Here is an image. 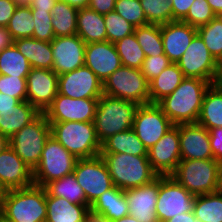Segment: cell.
Here are the masks:
<instances>
[{"label": "cell", "mask_w": 222, "mask_h": 222, "mask_svg": "<svg viewBox=\"0 0 222 222\" xmlns=\"http://www.w3.org/2000/svg\"><path fill=\"white\" fill-rule=\"evenodd\" d=\"M51 14L55 37L72 36L77 33V8L65 1L57 0Z\"/></svg>", "instance_id": "obj_32"}, {"label": "cell", "mask_w": 222, "mask_h": 222, "mask_svg": "<svg viewBox=\"0 0 222 222\" xmlns=\"http://www.w3.org/2000/svg\"><path fill=\"white\" fill-rule=\"evenodd\" d=\"M57 0H34L29 6L31 10H43L51 12Z\"/></svg>", "instance_id": "obj_52"}, {"label": "cell", "mask_w": 222, "mask_h": 222, "mask_svg": "<svg viewBox=\"0 0 222 222\" xmlns=\"http://www.w3.org/2000/svg\"><path fill=\"white\" fill-rule=\"evenodd\" d=\"M148 160L159 176H170L181 161L179 128L174 125L148 149Z\"/></svg>", "instance_id": "obj_16"}, {"label": "cell", "mask_w": 222, "mask_h": 222, "mask_svg": "<svg viewBox=\"0 0 222 222\" xmlns=\"http://www.w3.org/2000/svg\"><path fill=\"white\" fill-rule=\"evenodd\" d=\"M192 211L201 222H222V196L218 192L195 196Z\"/></svg>", "instance_id": "obj_34"}, {"label": "cell", "mask_w": 222, "mask_h": 222, "mask_svg": "<svg viewBox=\"0 0 222 222\" xmlns=\"http://www.w3.org/2000/svg\"><path fill=\"white\" fill-rule=\"evenodd\" d=\"M159 191V176L148 184L124 190L129 215L139 222H159L156 203Z\"/></svg>", "instance_id": "obj_19"}, {"label": "cell", "mask_w": 222, "mask_h": 222, "mask_svg": "<svg viewBox=\"0 0 222 222\" xmlns=\"http://www.w3.org/2000/svg\"><path fill=\"white\" fill-rule=\"evenodd\" d=\"M9 145V138L0 132V152L4 151Z\"/></svg>", "instance_id": "obj_59"}, {"label": "cell", "mask_w": 222, "mask_h": 222, "mask_svg": "<svg viewBox=\"0 0 222 222\" xmlns=\"http://www.w3.org/2000/svg\"><path fill=\"white\" fill-rule=\"evenodd\" d=\"M0 222H9L2 214H0Z\"/></svg>", "instance_id": "obj_64"}, {"label": "cell", "mask_w": 222, "mask_h": 222, "mask_svg": "<svg viewBox=\"0 0 222 222\" xmlns=\"http://www.w3.org/2000/svg\"><path fill=\"white\" fill-rule=\"evenodd\" d=\"M46 222H84L90 205L72 204L62 197L50 196L46 193Z\"/></svg>", "instance_id": "obj_25"}, {"label": "cell", "mask_w": 222, "mask_h": 222, "mask_svg": "<svg viewBox=\"0 0 222 222\" xmlns=\"http://www.w3.org/2000/svg\"><path fill=\"white\" fill-rule=\"evenodd\" d=\"M222 164L215 159L181 160L170 175L194 196L217 192Z\"/></svg>", "instance_id": "obj_6"}, {"label": "cell", "mask_w": 222, "mask_h": 222, "mask_svg": "<svg viewBox=\"0 0 222 222\" xmlns=\"http://www.w3.org/2000/svg\"><path fill=\"white\" fill-rule=\"evenodd\" d=\"M163 49L172 63H177L192 39L197 34V28L182 21H172L160 25Z\"/></svg>", "instance_id": "obj_23"}, {"label": "cell", "mask_w": 222, "mask_h": 222, "mask_svg": "<svg viewBox=\"0 0 222 222\" xmlns=\"http://www.w3.org/2000/svg\"><path fill=\"white\" fill-rule=\"evenodd\" d=\"M51 135L77 159L100 155L101 143L93 122H49Z\"/></svg>", "instance_id": "obj_5"}, {"label": "cell", "mask_w": 222, "mask_h": 222, "mask_svg": "<svg viewBox=\"0 0 222 222\" xmlns=\"http://www.w3.org/2000/svg\"><path fill=\"white\" fill-rule=\"evenodd\" d=\"M58 93L70 98H100L103 82L84 65L58 75Z\"/></svg>", "instance_id": "obj_15"}, {"label": "cell", "mask_w": 222, "mask_h": 222, "mask_svg": "<svg viewBox=\"0 0 222 222\" xmlns=\"http://www.w3.org/2000/svg\"><path fill=\"white\" fill-rule=\"evenodd\" d=\"M77 160L51 135L45 143L37 167L33 170L34 185L44 187L53 180L72 174Z\"/></svg>", "instance_id": "obj_8"}, {"label": "cell", "mask_w": 222, "mask_h": 222, "mask_svg": "<svg viewBox=\"0 0 222 222\" xmlns=\"http://www.w3.org/2000/svg\"><path fill=\"white\" fill-rule=\"evenodd\" d=\"M217 192L222 196V170H221L220 177H219Z\"/></svg>", "instance_id": "obj_63"}, {"label": "cell", "mask_w": 222, "mask_h": 222, "mask_svg": "<svg viewBox=\"0 0 222 222\" xmlns=\"http://www.w3.org/2000/svg\"><path fill=\"white\" fill-rule=\"evenodd\" d=\"M114 44L121 59L122 66L138 69L141 68L146 56L136 40L134 33L124 37Z\"/></svg>", "instance_id": "obj_38"}, {"label": "cell", "mask_w": 222, "mask_h": 222, "mask_svg": "<svg viewBox=\"0 0 222 222\" xmlns=\"http://www.w3.org/2000/svg\"><path fill=\"white\" fill-rule=\"evenodd\" d=\"M100 153H125L135 156H148V149L131 128L106 139L101 144Z\"/></svg>", "instance_id": "obj_31"}, {"label": "cell", "mask_w": 222, "mask_h": 222, "mask_svg": "<svg viewBox=\"0 0 222 222\" xmlns=\"http://www.w3.org/2000/svg\"><path fill=\"white\" fill-rule=\"evenodd\" d=\"M110 222H139V221H137V219L131 215H126L120 219H116Z\"/></svg>", "instance_id": "obj_60"}, {"label": "cell", "mask_w": 222, "mask_h": 222, "mask_svg": "<svg viewBox=\"0 0 222 222\" xmlns=\"http://www.w3.org/2000/svg\"><path fill=\"white\" fill-rule=\"evenodd\" d=\"M0 214L9 222H46L45 188L33 184L26 188L8 190Z\"/></svg>", "instance_id": "obj_2"}, {"label": "cell", "mask_w": 222, "mask_h": 222, "mask_svg": "<svg viewBox=\"0 0 222 222\" xmlns=\"http://www.w3.org/2000/svg\"><path fill=\"white\" fill-rule=\"evenodd\" d=\"M17 6L13 0H0V26L7 27Z\"/></svg>", "instance_id": "obj_49"}, {"label": "cell", "mask_w": 222, "mask_h": 222, "mask_svg": "<svg viewBox=\"0 0 222 222\" xmlns=\"http://www.w3.org/2000/svg\"><path fill=\"white\" fill-rule=\"evenodd\" d=\"M103 94L138 105L150 104L149 82L138 68L119 67L103 82Z\"/></svg>", "instance_id": "obj_9"}, {"label": "cell", "mask_w": 222, "mask_h": 222, "mask_svg": "<svg viewBox=\"0 0 222 222\" xmlns=\"http://www.w3.org/2000/svg\"><path fill=\"white\" fill-rule=\"evenodd\" d=\"M14 45L27 58L31 68L52 69L51 42L40 41L31 37L16 39Z\"/></svg>", "instance_id": "obj_27"}, {"label": "cell", "mask_w": 222, "mask_h": 222, "mask_svg": "<svg viewBox=\"0 0 222 222\" xmlns=\"http://www.w3.org/2000/svg\"><path fill=\"white\" fill-rule=\"evenodd\" d=\"M134 35L146 57L165 55L160 25L148 24L135 27Z\"/></svg>", "instance_id": "obj_36"}, {"label": "cell", "mask_w": 222, "mask_h": 222, "mask_svg": "<svg viewBox=\"0 0 222 222\" xmlns=\"http://www.w3.org/2000/svg\"><path fill=\"white\" fill-rule=\"evenodd\" d=\"M0 93L9 94L12 97L18 98L20 101H26V77L0 75Z\"/></svg>", "instance_id": "obj_45"}, {"label": "cell", "mask_w": 222, "mask_h": 222, "mask_svg": "<svg viewBox=\"0 0 222 222\" xmlns=\"http://www.w3.org/2000/svg\"><path fill=\"white\" fill-rule=\"evenodd\" d=\"M86 43L77 35L55 37L51 41L53 52L52 70L65 74L84 66Z\"/></svg>", "instance_id": "obj_18"}, {"label": "cell", "mask_w": 222, "mask_h": 222, "mask_svg": "<svg viewBox=\"0 0 222 222\" xmlns=\"http://www.w3.org/2000/svg\"><path fill=\"white\" fill-rule=\"evenodd\" d=\"M196 123L208 130L222 127V85L211 84L209 86Z\"/></svg>", "instance_id": "obj_29"}, {"label": "cell", "mask_w": 222, "mask_h": 222, "mask_svg": "<svg viewBox=\"0 0 222 222\" xmlns=\"http://www.w3.org/2000/svg\"><path fill=\"white\" fill-rule=\"evenodd\" d=\"M195 196L176 182L171 176H159V191L156 216L165 222L176 215L193 210Z\"/></svg>", "instance_id": "obj_11"}, {"label": "cell", "mask_w": 222, "mask_h": 222, "mask_svg": "<svg viewBox=\"0 0 222 222\" xmlns=\"http://www.w3.org/2000/svg\"><path fill=\"white\" fill-rule=\"evenodd\" d=\"M51 136V126L44 113L22 127L9 138L10 147L33 171L41 158L46 141Z\"/></svg>", "instance_id": "obj_7"}, {"label": "cell", "mask_w": 222, "mask_h": 222, "mask_svg": "<svg viewBox=\"0 0 222 222\" xmlns=\"http://www.w3.org/2000/svg\"><path fill=\"white\" fill-rule=\"evenodd\" d=\"M26 83V100L44 113L57 96L58 75L52 69L31 68Z\"/></svg>", "instance_id": "obj_17"}, {"label": "cell", "mask_w": 222, "mask_h": 222, "mask_svg": "<svg viewBox=\"0 0 222 222\" xmlns=\"http://www.w3.org/2000/svg\"><path fill=\"white\" fill-rule=\"evenodd\" d=\"M39 114L27 100L20 101L12 109L0 110V132L10 138Z\"/></svg>", "instance_id": "obj_24"}, {"label": "cell", "mask_w": 222, "mask_h": 222, "mask_svg": "<svg viewBox=\"0 0 222 222\" xmlns=\"http://www.w3.org/2000/svg\"><path fill=\"white\" fill-rule=\"evenodd\" d=\"M177 64L184 77L198 78L214 84L216 60L198 33Z\"/></svg>", "instance_id": "obj_13"}, {"label": "cell", "mask_w": 222, "mask_h": 222, "mask_svg": "<svg viewBox=\"0 0 222 222\" xmlns=\"http://www.w3.org/2000/svg\"><path fill=\"white\" fill-rule=\"evenodd\" d=\"M34 25L31 7L29 5H18L7 25V29L14 40L33 38Z\"/></svg>", "instance_id": "obj_37"}, {"label": "cell", "mask_w": 222, "mask_h": 222, "mask_svg": "<svg viewBox=\"0 0 222 222\" xmlns=\"http://www.w3.org/2000/svg\"><path fill=\"white\" fill-rule=\"evenodd\" d=\"M174 126L157 104L139 105L132 129L147 149H150Z\"/></svg>", "instance_id": "obj_12"}, {"label": "cell", "mask_w": 222, "mask_h": 222, "mask_svg": "<svg viewBox=\"0 0 222 222\" xmlns=\"http://www.w3.org/2000/svg\"><path fill=\"white\" fill-rule=\"evenodd\" d=\"M90 210L105 216L110 221L129 215L128 202L124 195V190L113 186L91 205Z\"/></svg>", "instance_id": "obj_28"}, {"label": "cell", "mask_w": 222, "mask_h": 222, "mask_svg": "<svg viewBox=\"0 0 222 222\" xmlns=\"http://www.w3.org/2000/svg\"><path fill=\"white\" fill-rule=\"evenodd\" d=\"M214 84L222 85V55L216 60Z\"/></svg>", "instance_id": "obj_56"}, {"label": "cell", "mask_w": 222, "mask_h": 222, "mask_svg": "<svg viewBox=\"0 0 222 222\" xmlns=\"http://www.w3.org/2000/svg\"><path fill=\"white\" fill-rule=\"evenodd\" d=\"M7 191V188L0 181V207L3 203L4 198L6 197Z\"/></svg>", "instance_id": "obj_61"}, {"label": "cell", "mask_w": 222, "mask_h": 222, "mask_svg": "<svg viewBox=\"0 0 222 222\" xmlns=\"http://www.w3.org/2000/svg\"><path fill=\"white\" fill-rule=\"evenodd\" d=\"M114 11L134 27L148 25L140 0H116Z\"/></svg>", "instance_id": "obj_42"}, {"label": "cell", "mask_w": 222, "mask_h": 222, "mask_svg": "<svg viewBox=\"0 0 222 222\" xmlns=\"http://www.w3.org/2000/svg\"><path fill=\"white\" fill-rule=\"evenodd\" d=\"M31 12L35 22L33 38L40 41L51 42L55 38L51 12L43 10H31Z\"/></svg>", "instance_id": "obj_44"}, {"label": "cell", "mask_w": 222, "mask_h": 222, "mask_svg": "<svg viewBox=\"0 0 222 222\" xmlns=\"http://www.w3.org/2000/svg\"><path fill=\"white\" fill-rule=\"evenodd\" d=\"M211 84L202 79L185 77L180 85L157 105L174 125L196 123L204 95Z\"/></svg>", "instance_id": "obj_1"}, {"label": "cell", "mask_w": 222, "mask_h": 222, "mask_svg": "<svg viewBox=\"0 0 222 222\" xmlns=\"http://www.w3.org/2000/svg\"><path fill=\"white\" fill-rule=\"evenodd\" d=\"M84 65L104 82L122 63L115 44L104 41L86 44Z\"/></svg>", "instance_id": "obj_21"}, {"label": "cell", "mask_w": 222, "mask_h": 222, "mask_svg": "<svg viewBox=\"0 0 222 222\" xmlns=\"http://www.w3.org/2000/svg\"><path fill=\"white\" fill-rule=\"evenodd\" d=\"M20 100L9 94L0 93V110L12 109Z\"/></svg>", "instance_id": "obj_53"}, {"label": "cell", "mask_w": 222, "mask_h": 222, "mask_svg": "<svg viewBox=\"0 0 222 222\" xmlns=\"http://www.w3.org/2000/svg\"><path fill=\"white\" fill-rule=\"evenodd\" d=\"M138 107L132 101L102 94L98 99L93 121L100 143L116 133L131 129Z\"/></svg>", "instance_id": "obj_4"}, {"label": "cell", "mask_w": 222, "mask_h": 222, "mask_svg": "<svg viewBox=\"0 0 222 222\" xmlns=\"http://www.w3.org/2000/svg\"><path fill=\"white\" fill-rule=\"evenodd\" d=\"M208 131L213 157L222 164V127L212 128Z\"/></svg>", "instance_id": "obj_47"}, {"label": "cell", "mask_w": 222, "mask_h": 222, "mask_svg": "<svg viewBox=\"0 0 222 222\" xmlns=\"http://www.w3.org/2000/svg\"><path fill=\"white\" fill-rule=\"evenodd\" d=\"M116 0H90L88 7L99 14H107L114 11Z\"/></svg>", "instance_id": "obj_50"}, {"label": "cell", "mask_w": 222, "mask_h": 222, "mask_svg": "<svg viewBox=\"0 0 222 222\" xmlns=\"http://www.w3.org/2000/svg\"><path fill=\"white\" fill-rule=\"evenodd\" d=\"M31 66L15 45L0 52V75L27 77Z\"/></svg>", "instance_id": "obj_35"}, {"label": "cell", "mask_w": 222, "mask_h": 222, "mask_svg": "<svg viewBox=\"0 0 222 222\" xmlns=\"http://www.w3.org/2000/svg\"><path fill=\"white\" fill-rule=\"evenodd\" d=\"M176 126L179 128L181 160L214 159L207 128L197 123Z\"/></svg>", "instance_id": "obj_20"}, {"label": "cell", "mask_w": 222, "mask_h": 222, "mask_svg": "<svg viewBox=\"0 0 222 222\" xmlns=\"http://www.w3.org/2000/svg\"><path fill=\"white\" fill-rule=\"evenodd\" d=\"M171 63L172 62L166 55H154L146 57L140 68V71L145 76L146 80L150 82Z\"/></svg>", "instance_id": "obj_46"}, {"label": "cell", "mask_w": 222, "mask_h": 222, "mask_svg": "<svg viewBox=\"0 0 222 222\" xmlns=\"http://www.w3.org/2000/svg\"><path fill=\"white\" fill-rule=\"evenodd\" d=\"M14 2L17 3V5H30L34 0H13Z\"/></svg>", "instance_id": "obj_62"}, {"label": "cell", "mask_w": 222, "mask_h": 222, "mask_svg": "<svg viewBox=\"0 0 222 222\" xmlns=\"http://www.w3.org/2000/svg\"><path fill=\"white\" fill-rule=\"evenodd\" d=\"M70 4L71 6L81 9L84 7H88L90 0H62Z\"/></svg>", "instance_id": "obj_58"}, {"label": "cell", "mask_w": 222, "mask_h": 222, "mask_svg": "<svg viewBox=\"0 0 222 222\" xmlns=\"http://www.w3.org/2000/svg\"><path fill=\"white\" fill-rule=\"evenodd\" d=\"M197 33L217 60L222 55V22L215 17L208 24L198 27Z\"/></svg>", "instance_id": "obj_39"}, {"label": "cell", "mask_w": 222, "mask_h": 222, "mask_svg": "<svg viewBox=\"0 0 222 222\" xmlns=\"http://www.w3.org/2000/svg\"><path fill=\"white\" fill-rule=\"evenodd\" d=\"M219 20L222 22V13L217 16Z\"/></svg>", "instance_id": "obj_65"}, {"label": "cell", "mask_w": 222, "mask_h": 222, "mask_svg": "<svg viewBox=\"0 0 222 222\" xmlns=\"http://www.w3.org/2000/svg\"><path fill=\"white\" fill-rule=\"evenodd\" d=\"M44 188L50 196L62 197L72 204L89 205L73 173L47 183Z\"/></svg>", "instance_id": "obj_33"}, {"label": "cell", "mask_w": 222, "mask_h": 222, "mask_svg": "<svg viewBox=\"0 0 222 222\" xmlns=\"http://www.w3.org/2000/svg\"><path fill=\"white\" fill-rule=\"evenodd\" d=\"M148 24L163 25L172 22L170 0H140Z\"/></svg>", "instance_id": "obj_40"}, {"label": "cell", "mask_w": 222, "mask_h": 222, "mask_svg": "<svg viewBox=\"0 0 222 222\" xmlns=\"http://www.w3.org/2000/svg\"><path fill=\"white\" fill-rule=\"evenodd\" d=\"M84 222H110L105 216L96 214L91 210L86 214Z\"/></svg>", "instance_id": "obj_55"}, {"label": "cell", "mask_w": 222, "mask_h": 222, "mask_svg": "<svg viewBox=\"0 0 222 222\" xmlns=\"http://www.w3.org/2000/svg\"><path fill=\"white\" fill-rule=\"evenodd\" d=\"M14 45V39L7 27L0 26V52Z\"/></svg>", "instance_id": "obj_51"}, {"label": "cell", "mask_w": 222, "mask_h": 222, "mask_svg": "<svg viewBox=\"0 0 222 222\" xmlns=\"http://www.w3.org/2000/svg\"><path fill=\"white\" fill-rule=\"evenodd\" d=\"M99 98H70L57 93L44 112L48 122H93Z\"/></svg>", "instance_id": "obj_14"}, {"label": "cell", "mask_w": 222, "mask_h": 222, "mask_svg": "<svg viewBox=\"0 0 222 222\" xmlns=\"http://www.w3.org/2000/svg\"><path fill=\"white\" fill-rule=\"evenodd\" d=\"M165 222H201V221L197 217H195L193 211H190L187 213L176 215L175 217Z\"/></svg>", "instance_id": "obj_54"}, {"label": "cell", "mask_w": 222, "mask_h": 222, "mask_svg": "<svg viewBox=\"0 0 222 222\" xmlns=\"http://www.w3.org/2000/svg\"><path fill=\"white\" fill-rule=\"evenodd\" d=\"M73 174L83 189L88 204L91 206L114 184L101 155L78 159Z\"/></svg>", "instance_id": "obj_10"}, {"label": "cell", "mask_w": 222, "mask_h": 222, "mask_svg": "<svg viewBox=\"0 0 222 222\" xmlns=\"http://www.w3.org/2000/svg\"><path fill=\"white\" fill-rule=\"evenodd\" d=\"M172 7V21H182L195 0H170Z\"/></svg>", "instance_id": "obj_48"}, {"label": "cell", "mask_w": 222, "mask_h": 222, "mask_svg": "<svg viewBox=\"0 0 222 222\" xmlns=\"http://www.w3.org/2000/svg\"><path fill=\"white\" fill-rule=\"evenodd\" d=\"M114 186L121 190L148 184L159 175L153 170L148 156L125 153H100Z\"/></svg>", "instance_id": "obj_3"}, {"label": "cell", "mask_w": 222, "mask_h": 222, "mask_svg": "<svg viewBox=\"0 0 222 222\" xmlns=\"http://www.w3.org/2000/svg\"><path fill=\"white\" fill-rule=\"evenodd\" d=\"M216 16L222 13V0H206Z\"/></svg>", "instance_id": "obj_57"}, {"label": "cell", "mask_w": 222, "mask_h": 222, "mask_svg": "<svg viewBox=\"0 0 222 222\" xmlns=\"http://www.w3.org/2000/svg\"><path fill=\"white\" fill-rule=\"evenodd\" d=\"M0 181L7 190L26 188L34 184L33 171L10 145L0 152Z\"/></svg>", "instance_id": "obj_22"}, {"label": "cell", "mask_w": 222, "mask_h": 222, "mask_svg": "<svg viewBox=\"0 0 222 222\" xmlns=\"http://www.w3.org/2000/svg\"><path fill=\"white\" fill-rule=\"evenodd\" d=\"M104 23L107 32V41L116 43L134 33L135 27L121 17L117 12L104 14Z\"/></svg>", "instance_id": "obj_41"}, {"label": "cell", "mask_w": 222, "mask_h": 222, "mask_svg": "<svg viewBox=\"0 0 222 222\" xmlns=\"http://www.w3.org/2000/svg\"><path fill=\"white\" fill-rule=\"evenodd\" d=\"M217 17L206 0H195L182 22L198 28Z\"/></svg>", "instance_id": "obj_43"}, {"label": "cell", "mask_w": 222, "mask_h": 222, "mask_svg": "<svg viewBox=\"0 0 222 222\" xmlns=\"http://www.w3.org/2000/svg\"><path fill=\"white\" fill-rule=\"evenodd\" d=\"M76 34L86 44L107 41L104 15L89 7L78 9Z\"/></svg>", "instance_id": "obj_26"}, {"label": "cell", "mask_w": 222, "mask_h": 222, "mask_svg": "<svg viewBox=\"0 0 222 222\" xmlns=\"http://www.w3.org/2000/svg\"><path fill=\"white\" fill-rule=\"evenodd\" d=\"M177 63H171L158 76L149 82L150 104H157L170 95L184 79Z\"/></svg>", "instance_id": "obj_30"}]
</instances>
